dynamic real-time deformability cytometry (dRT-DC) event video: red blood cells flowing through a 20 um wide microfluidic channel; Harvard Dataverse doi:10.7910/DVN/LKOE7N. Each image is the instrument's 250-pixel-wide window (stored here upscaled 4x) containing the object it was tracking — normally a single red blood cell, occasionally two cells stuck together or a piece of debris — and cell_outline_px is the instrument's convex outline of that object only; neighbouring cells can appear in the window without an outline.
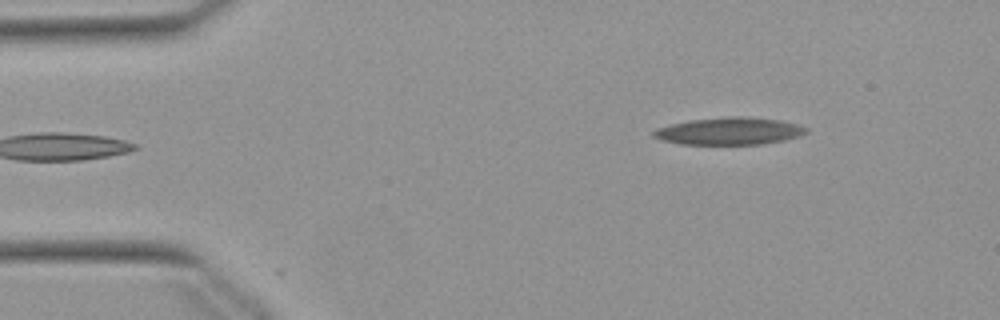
{"species": "Egyptian fruit bat (a non-hibernating species)", "species_latin": "Rousettus aegyptiacus", "temperature_condition": "warm", "stored_images_in_passage": 48, "camera_frame_rate_fps": 3000, "um_per_image_px": 0.085, "animal": {"sex": "female"}, "frame": {"image": 1, "passage_image": 1, "time_ms": 0.0, "image_size_px": [1000, 320], "cell_outline_px": [[808, 132], [800, 136], [784, 140], [760, 144], [680, 144], [660, 140], [652, 136], [652, 132], [656, 128], [688, 120], [728, 116], [744, 116], [780, 120], [796, 124], [808, 128]], "centroid_in_image_um": [61.97, 11.14], "position_along_channel_um": 23.0, "area_um2": 24.39}}
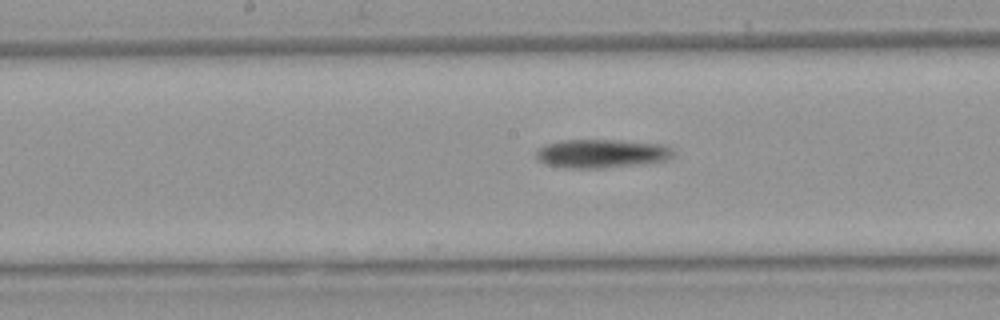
{"frame": {"image": 2, "passage_image": 21, "time_ms": 6.667, "image_size_px": [1000, 320], "cell_outline_px": [[672, 156], [664, 160], [644, 164], [604, 168], [564, 168], [544, 164], [536, 160], [536, 152], [544, 144], [560, 140], [620, 140], [660, 144], [672, 148]], "centroid_in_image_um": [51.07, 13.06], "position_along_channel_um": 197.1, "area_um2": 23.06}}
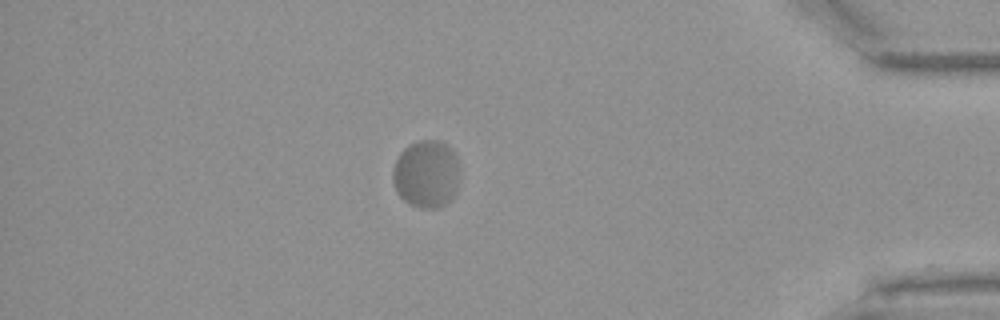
{"frame": {"image": 3, "passage_image": 41, "time_ms": 13.333, "image_size_px": [1000, 320], "cell_outline_px": [[460, 176], [452, 200], [436, 208], [420, 208], [408, 204], [396, 192], [392, 180], [392, 168], [400, 152], [408, 144], [420, 140], [440, 140], [452, 148], [456, 156], [460, 168]], "centroid_in_image_um": [36.24, 14.78], "position_along_channel_um": 399.0, "area_um2": 26.99}, "authors_computed_cell_mechanics": {"area_um2": 24.4783, "velocity_mm_per_s": 3.6748, "shape_relaxation_time_tau1_ms": 10.1893, "shape_relaxation_time_tau2_ms": null, "deformation_change_tau1": 0.2009, "deformation_change_tau2": null}}